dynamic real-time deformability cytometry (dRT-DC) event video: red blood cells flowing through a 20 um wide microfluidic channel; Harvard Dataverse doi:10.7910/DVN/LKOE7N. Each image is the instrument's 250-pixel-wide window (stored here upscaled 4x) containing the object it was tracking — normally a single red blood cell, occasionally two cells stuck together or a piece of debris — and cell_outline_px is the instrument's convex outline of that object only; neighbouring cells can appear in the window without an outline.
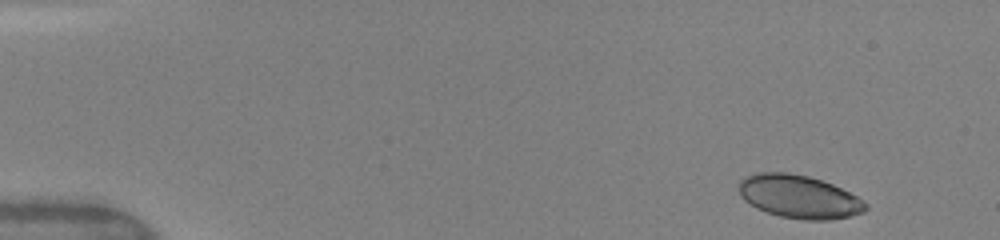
{"species": "human", "species_latin": "Homo sapiens", "temperature_condition": "warm", "stored_images_in_passage": 36, "camera_frame_rate_fps": 3000, "um_per_image_px": 0.085, "donor": {"sex": "female"}, "frame": {"image": 1, "passage_image": 1, "time_ms": 0.0, "image_size_px": [1000, 240], "cell_outline_px": [[868, 208], [864, 212], [832, 220], [804, 220], [780, 216], [756, 208], [744, 200], [740, 196], [740, 180], [744, 176], [756, 172], [788, 172], [808, 176], [832, 184], [856, 196], [868, 204]], "centroid_in_image_um": [67.9, 16.72], "position_along_channel_um": 17.1, "area_um2": 31.85}}
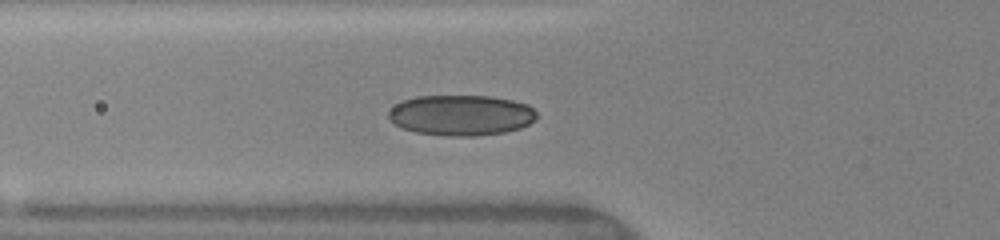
{"frame": {"image": 2, "passage_image": 14, "time_ms": 4.667, "image_size_px": [1000, 240], "cell_outline_px": [[536, 120], [520, 128], [504, 132], [476, 136], [448, 136], [416, 132], [400, 128], [388, 116], [388, 112], [396, 104], [404, 100], [416, 96], [492, 96], [512, 100], [528, 104], [536, 112]], "centroid_in_image_um": [39.21, 9.79], "position_along_channel_um": 86.6, "area_um2": 35.03}}
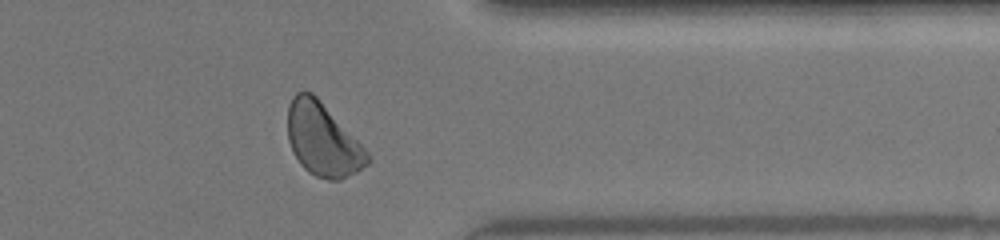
{"frame": {"image": 3, "passage_image": 31, "time_ms": 12.0, "image_size_px": [1000, 240], "cell_outline_px": [[372, 160], [368, 164], [356, 172], [340, 180], [328, 180], [316, 176], [308, 172], [300, 164], [292, 152], [288, 140], [288, 104], [292, 96], [296, 92], [312, 92], [320, 100], [368, 152]], "centroid_in_image_um": [27.42, 11.89], "position_along_channel_um": 384.0, "area_um2": 33.76}, "authors_computed_cell_mechanics": {"area_um2": 32.9171, "velocity_mm_per_s": 4.124, "shape_relaxation_time_tau1_ms": 4.0775, "shape_relaxation_time_tau2_ms": null, "deformation_change_tau1": 0.1259, "deformation_change_tau2": null}}